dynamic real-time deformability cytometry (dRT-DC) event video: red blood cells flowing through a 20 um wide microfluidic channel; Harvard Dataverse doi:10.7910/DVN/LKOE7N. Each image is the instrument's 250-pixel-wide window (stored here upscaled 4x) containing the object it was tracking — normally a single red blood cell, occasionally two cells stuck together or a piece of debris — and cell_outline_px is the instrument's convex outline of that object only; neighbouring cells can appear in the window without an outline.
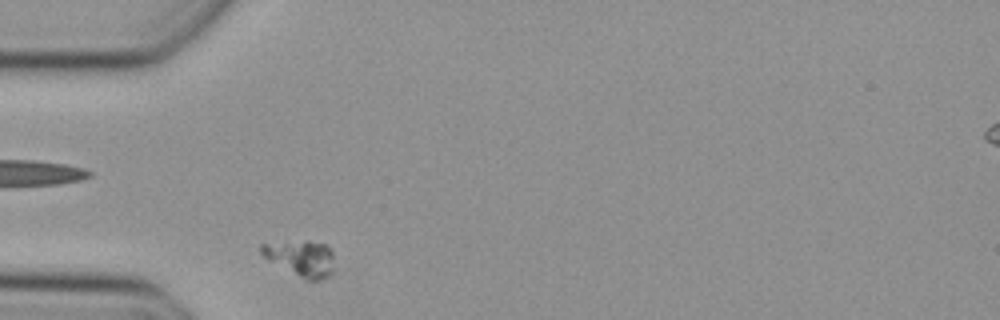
{"species": "Egyptian fruit bat (a non-hibernating species)", "species_latin": "Rousettus aegyptiacus", "temperature_condition": "cold", "stored_images_in_passage": 37, "camera_frame_rate_fps": 3000, "um_per_image_px": 0.085, "animal": {"sex": "female"}, "frame": {"image": 1, "passage_image": 1, "time_ms": 0.0, "image_size_px": [1000, 320], "cell_outline_px": [[332, 272], [328, 276], [320, 280], [308, 280], [268, 260], [260, 252], [260, 244], [304, 240], [308, 240], [328, 244], [332, 252]], "centroid_in_image_um": [25.59, 21.91], "position_along_channel_um": 59.4, "area_um2": 15.09}}
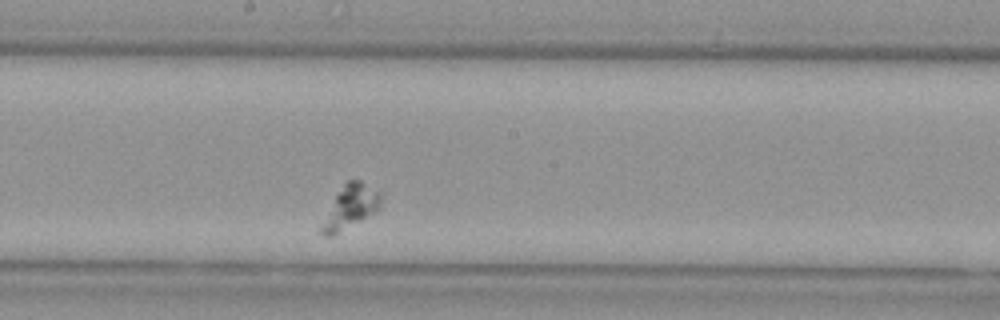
{"frame": {"image": 2, "passage_image": 14, "time_ms": 4.333, "image_size_px": [1000, 320], "cell_outline_px": [[384, 192], [380, 204], [376, 212], [332, 236], [324, 236], [320, 232], [320, 228], [336, 196], [344, 184], [348, 180], [360, 180], [380, 188]], "centroid_in_image_um": [29.88, 17.55], "position_along_channel_um": 218.3, "area_um2": 14.91}}
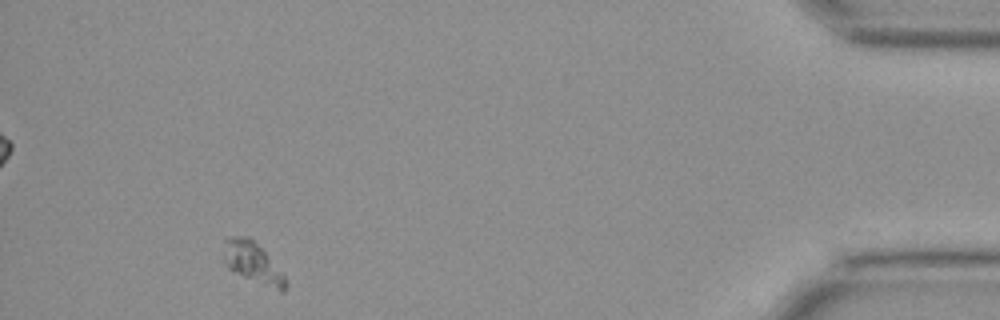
{"frame": {"image": 3, "passage_image": 34, "time_ms": 11.0, "image_size_px": [1000, 320], "cell_outline_px": [[284, 292], [280, 292], [232, 272], [228, 268], [224, 260], [224, 236], [248, 236], [264, 252], [284, 276]], "centroid_in_image_um": [21.4, 22.31], "position_along_channel_um": 413.8, "area_um2": 14.39}}